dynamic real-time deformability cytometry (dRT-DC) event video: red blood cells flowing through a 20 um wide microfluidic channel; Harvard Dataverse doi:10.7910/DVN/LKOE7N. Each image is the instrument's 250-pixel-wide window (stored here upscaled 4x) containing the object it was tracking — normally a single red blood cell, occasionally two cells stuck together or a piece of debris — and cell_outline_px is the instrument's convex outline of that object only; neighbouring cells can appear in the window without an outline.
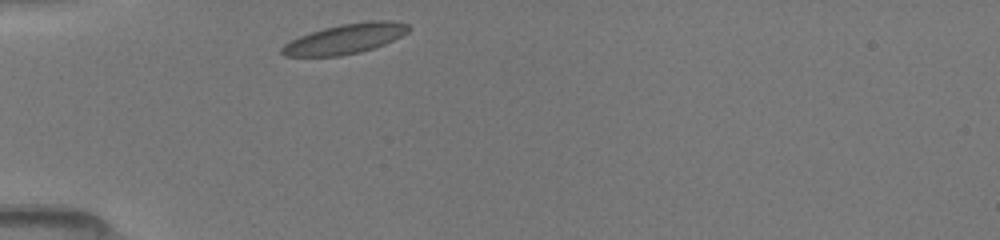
{"species": "common noctule bat (a hibernating species)", "species_latin": "Nyctalus noctula", "temperature_condition": "room temperature", "stored_images_in_passage": 4, "camera_frame_rate_fps": 3000, "um_per_image_px": 0.085, "animal": {"sex": "female", "body_mass_g": 19.5, "forearm_length_mm": 54.1}, "frame": {"image": 1, "passage_image": 1, "time_ms": 0.0, "image_size_px": [1000, 240], "cell_outline_px": [[412, 28], [408, 32], [384, 44], [360, 52], [340, 56], [284, 56], [280, 52], [280, 48], [284, 44], [300, 36], [324, 28], [340, 24], [372, 20], [392, 20], [408, 24]], "centroid_in_image_um": [29.36, 3.29], "position_along_channel_um": 55.6, "area_um2": 22.02}}
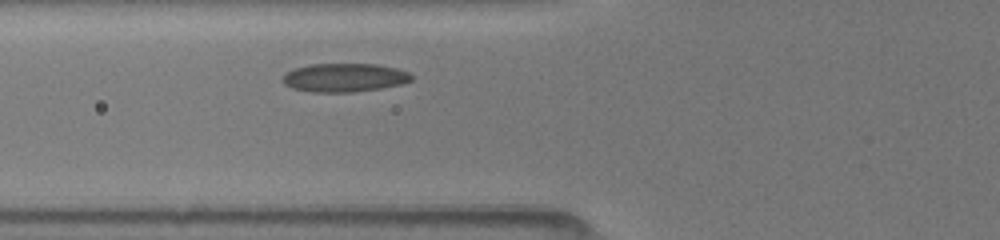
{"frame": {"image": 2, "passage_image": 4, "time_ms": 1.333, "image_size_px": [1000, 240], "cell_outline_px": [[412, 80], [400, 84], [380, 88], [352, 92], [312, 92], [292, 88], [284, 84], [280, 80], [292, 68], [312, 64], [376, 64], [396, 68], [408, 72], [412, 76]], "centroid_in_image_um": [29.24, 6.59], "position_along_channel_um": 96.6, "area_um2": 21.39}}